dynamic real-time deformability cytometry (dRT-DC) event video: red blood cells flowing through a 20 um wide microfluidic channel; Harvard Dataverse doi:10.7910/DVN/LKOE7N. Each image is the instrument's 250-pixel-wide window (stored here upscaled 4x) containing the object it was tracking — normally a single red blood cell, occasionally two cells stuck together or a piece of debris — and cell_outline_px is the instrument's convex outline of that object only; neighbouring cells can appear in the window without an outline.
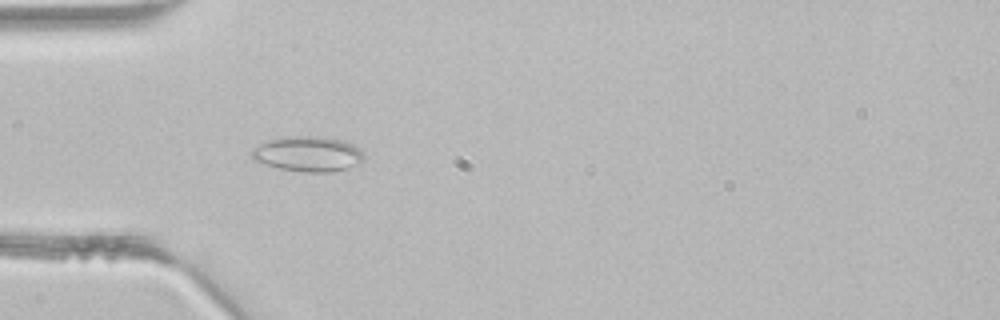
{"species": "common noctule bat (a hibernating species)", "species_latin": "Nyctalus noctula", "temperature_condition": "room temperature", "stored_images_in_passage": 2, "camera_frame_rate_fps": 3000, "um_per_image_px": 0.085, "animal": {"sex": "male", "body_mass_g": 21.5, "forearm_length_mm": 52.0}, "frame": {"image": 1, "passage_image": 2, "time_ms": 0.333, "image_size_px": [1000, 320], "cell_outline_px": [[364, 160], [360, 164], [348, 168], [332, 172], [304, 172], [280, 168], [264, 164], [252, 160], [252, 148], [268, 140], [284, 136], [324, 136], [340, 140], [352, 144], [364, 156]], "centroid_in_image_um": [26.16, 13.08], "position_along_channel_um": 58.8, "area_um2": 23.06}}